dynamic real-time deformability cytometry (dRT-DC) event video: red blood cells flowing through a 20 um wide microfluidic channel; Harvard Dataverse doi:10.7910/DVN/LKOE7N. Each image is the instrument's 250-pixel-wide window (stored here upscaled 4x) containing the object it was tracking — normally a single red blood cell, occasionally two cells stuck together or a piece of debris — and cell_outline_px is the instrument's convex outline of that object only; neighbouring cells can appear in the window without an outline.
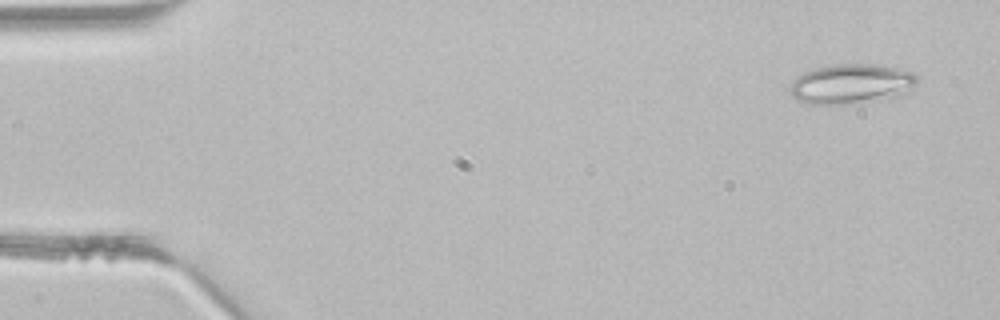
{"species": "common noctule bat (a hibernating species)", "species_latin": "Nyctalus noctula", "temperature_condition": "room temperature", "stored_images_in_passage": 5, "segment_of_instrument_passage": [1, 2], "camera_frame_rate_fps": 3000, "um_per_image_px": 0.085, "animal": {"sex": "male", "body_mass_g": 21.5, "forearm_length_mm": 52.0}, "frame": {"image": 1, "passage_image": 1, "time_ms": 0.0, "image_size_px": [1000, 320], "cell_outline_px": [[916, 84], [912, 92], [904, 96], [844, 104], [808, 104], [796, 100], [788, 92], [788, 88], [792, 80], [804, 72], [836, 64], [884, 64], [900, 68], [912, 72], [916, 76]], "centroid_in_image_um": [72.4, 7.14], "position_along_channel_um": 12.6, "area_um2": 30.0}}